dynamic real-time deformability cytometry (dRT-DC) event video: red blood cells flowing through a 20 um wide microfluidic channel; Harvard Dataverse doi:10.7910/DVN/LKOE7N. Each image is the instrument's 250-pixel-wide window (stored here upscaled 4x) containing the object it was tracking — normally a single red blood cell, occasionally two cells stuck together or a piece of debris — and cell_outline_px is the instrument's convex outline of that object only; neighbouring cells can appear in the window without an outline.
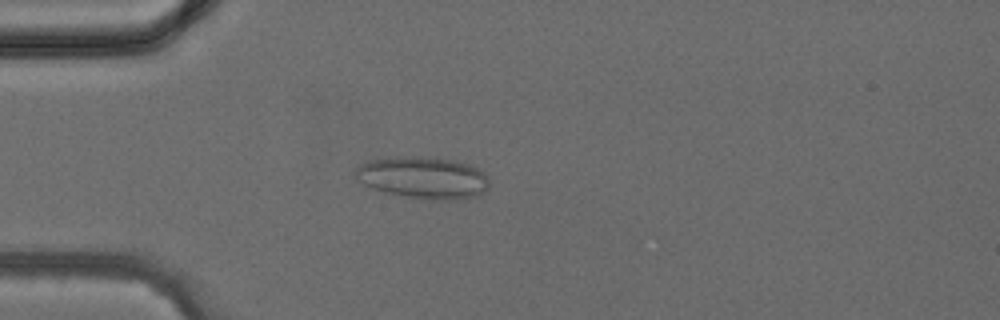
{"species": "common noctule bat (a hibernating species)", "species_latin": "Nyctalus noctula", "temperature_condition": "cold", "stored_images_in_passage": 41, "camera_frame_rate_fps": 3000, "um_per_image_px": 0.085, "animal": {"sex": "female", "body_mass_g": 24.6, "forearm_length_mm": 56.2}, "frame": {"image": 1, "passage_image": 11, "time_ms": 3.333, "image_size_px": [1000, 320], "cell_outline_px": [[488, 188], [484, 192], [476, 196], [464, 200], [432, 200], [400, 196], [384, 192], [364, 184], [356, 176], [356, 168], [360, 164], [372, 160], [412, 156], [420, 156], [456, 160], [468, 164], [484, 172], [488, 176]], "centroid_in_image_um": [36.03, 15.12], "position_along_channel_um": 49.0, "area_um2": 32.77}}
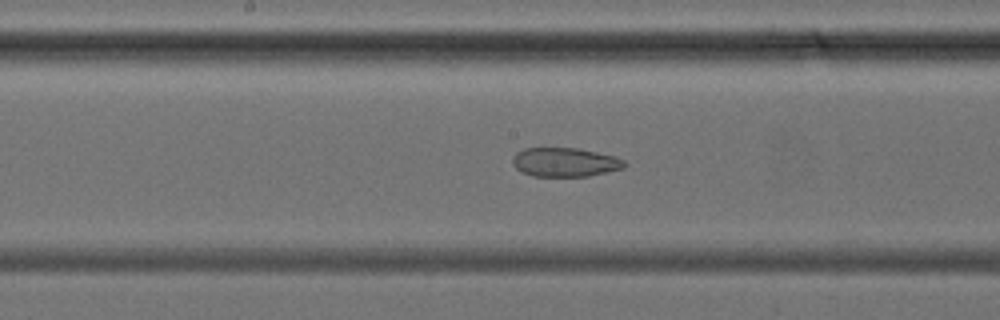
{"frame": {"image": 2, "passage_image": 21, "time_ms": 6.667, "image_size_px": [1000, 320], "cell_outline_px": [[628, 164], [624, 168], [588, 176], [532, 176], [516, 168], [512, 164], [512, 156], [516, 152], [524, 148], [580, 148], [616, 156], [624, 160]], "centroid_in_image_um": [48.04, 13.77], "position_along_channel_um": 200.2, "area_um2": 19.07}}
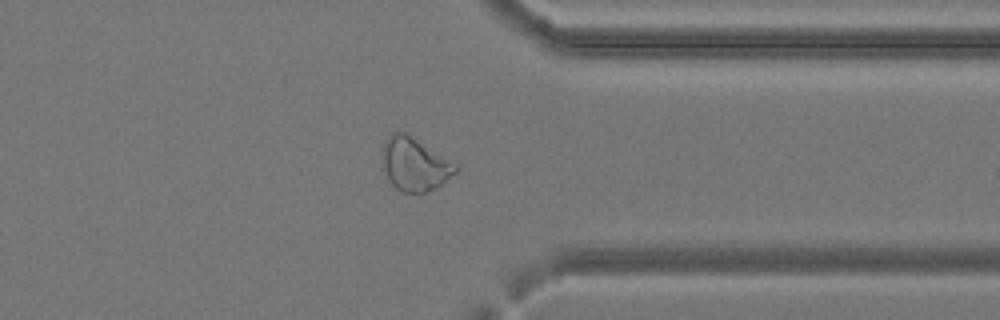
{"frame": {"image": 3, "passage_image": 32, "time_ms": 10.333, "image_size_px": [1000, 320], "cell_outline_px": [[460, 168], [456, 172], [436, 188], [420, 196], [400, 192], [388, 180], [384, 168], [384, 140], [392, 132], [404, 132], [412, 136], [456, 164]], "centroid_in_image_um": [35.26, 14.01], "position_along_channel_um": 376.1, "area_um2": 22.77}}